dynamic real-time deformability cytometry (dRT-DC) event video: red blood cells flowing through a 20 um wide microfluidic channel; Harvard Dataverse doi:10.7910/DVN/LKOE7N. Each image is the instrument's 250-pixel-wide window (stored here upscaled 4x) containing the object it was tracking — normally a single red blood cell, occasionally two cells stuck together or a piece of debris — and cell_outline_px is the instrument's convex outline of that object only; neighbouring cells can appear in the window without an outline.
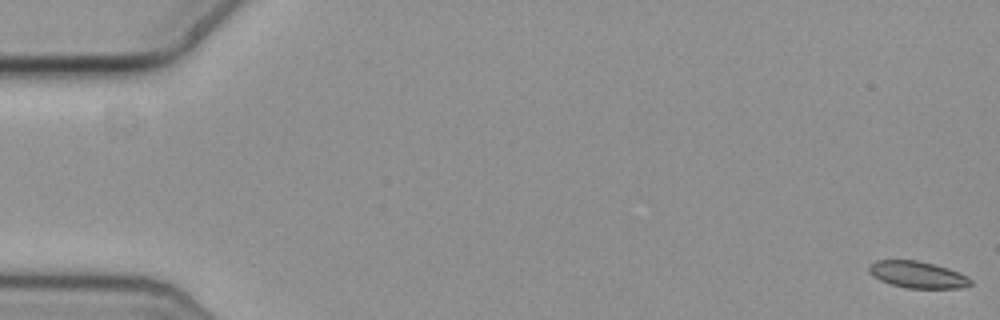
{"species": "common noctule bat (a hibernating species)", "species_latin": "Nyctalus noctula", "temperature_condition": "cold", "stored_images_in_passage": 59, "camera_frame_rate_fps": 3000, "um_per_image_px": 0.085, "animal": {"sex": "female", "body_mass_g": 19.3, "forearm_length_mm": 54.1}, "frame": {"image": 1, "passage_image": 1, "time_ms": 0.0, "image_size_px": [1000, 320], "cell_outline_px": [[972, 284], [960, 288], [908, 288], [892, 284], [880, 280], [872, 276], [868, 272], [868, 264], [876, 260], [916, 260], [948, 268], [960, 272], [968, 276], [972, 280]], "centroid_in_image_um": [77.98, 23.34], "position_along_channel_um": 7.0, "area_um2": 15.9}}
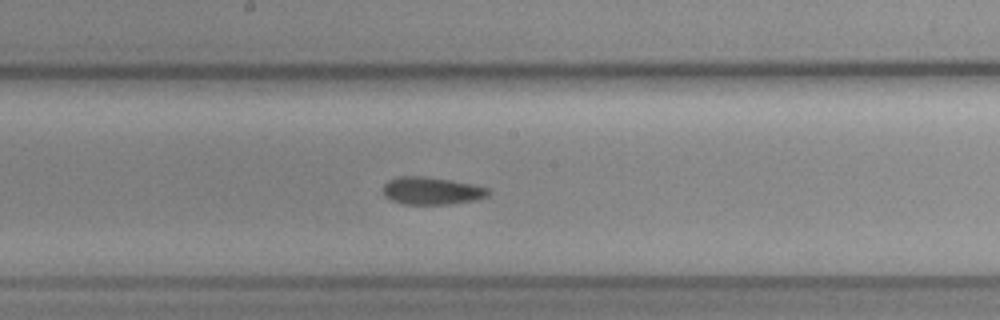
{"frame": {"image": 2, "passage_image": 32, "time_ms": 10.333, "image_size_px": [1000, 320], "cell_outline_px": [[492, 192], [488, 196], [476, 200], [448, 204], [404, 204], [392, 200], [384, 196], [380, 188], [388, 180], [400, 176], [424, 176], [472, 184], [488, 188]], "centroid_in_image_um": [36.67, 16.22], "position_along_channel_um": 211.5, "area_um2": 16.99}}
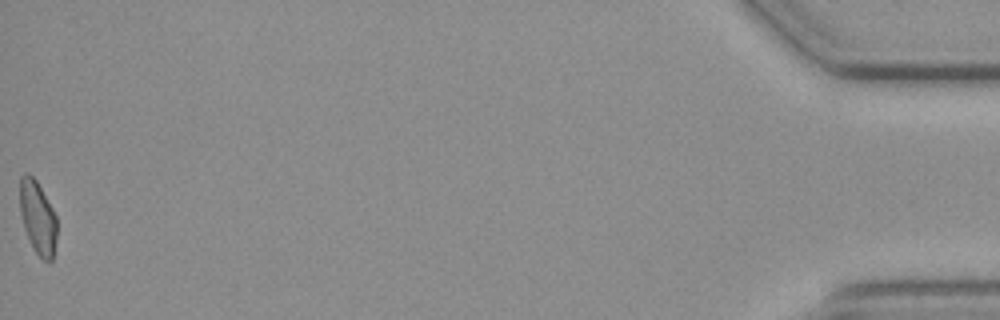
{"frame": {"image": 3, "passage_image": 59, "time_ms": 19.333, "image_size_px": [1000, 320], "cell_outline_px": [[56, 236], [52, 260], [44, 260], [36, 252], [24, 228], [20, 212], [20, 176], [24, 172], [28, 172], [36, 180], [52, 208], [56, 216]], "centroid_in_image_um": [3.19, 18.43], "position_along_channel_um": 432.0, "area_um2": 15.43}, "authors_computed_cell_mechanics": {"area_um2": 16.9932, "velocity_mm_per_s": 3.6276, "shape_relaxation_time_tau1_ms": 10.1365, "shape_relaxation_time_tau2_ms": 6.9076, "deformation_change_tau1": 0.1549, "deformation_change_tau2": 0.1381}}